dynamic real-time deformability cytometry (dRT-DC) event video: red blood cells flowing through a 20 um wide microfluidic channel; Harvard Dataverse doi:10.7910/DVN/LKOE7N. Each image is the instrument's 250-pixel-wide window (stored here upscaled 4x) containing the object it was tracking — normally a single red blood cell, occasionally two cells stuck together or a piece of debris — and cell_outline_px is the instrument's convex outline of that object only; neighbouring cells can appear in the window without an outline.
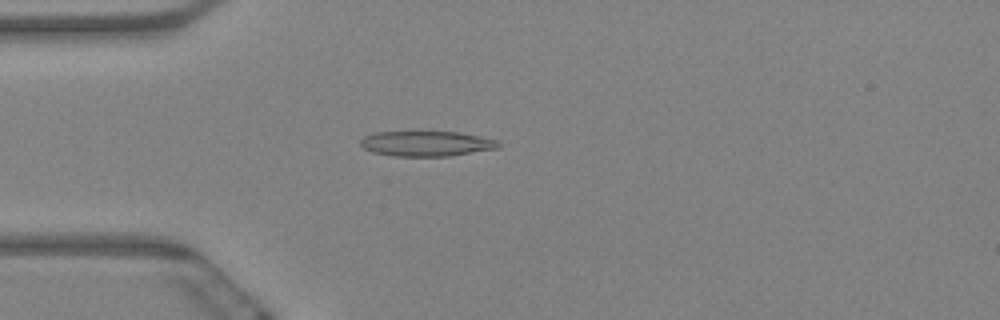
{"species": "Egyptian fruit bat (a non-hibernating species)", "species_latin": "Rousettus aegyptiacus", "temperature_condition": "warm", "stored_images_in_passage": 62, "camera_frame_rate_fps": 3000, "um_per_image_px": 0.085, "animal": {"sex": "female"}, "frame": {"image": 1, "passage_image": 17, "time_ms": 5.333, "image_size_px": [1000, 320], "cell_outline_px": [[500, 148], [448, 156], [392, 156], [372, 152], [364, 148], [360, 144], [360, 140], [364, 136], [372, 132], [460, 132], [480, 136], [496, 140], [500, 144]], "centroid_in_image_um": [36.23, 12.21], "position_along_channel_um": 48.8, "area_um2": 20.29}}
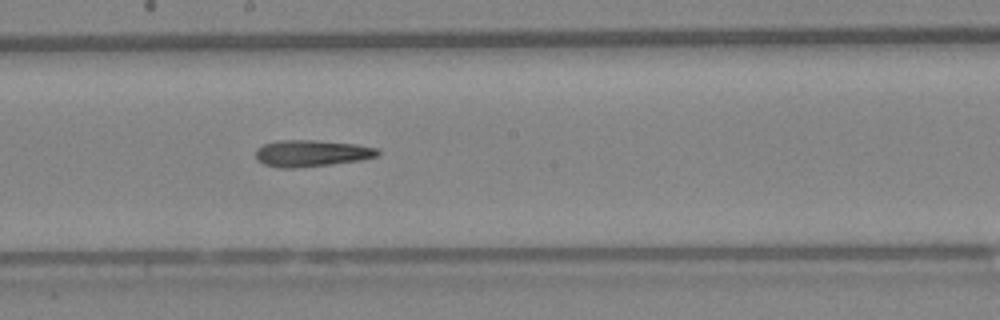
{"frame": {"image": 2, "passage_image": 34, "time_ms": 11.0, "image_size_px": [1000, 320], "cell_outline_px": [[380, 152], [376, 156], [364, 160], [296, 168], [280, 168], [264, 164], [256, 160], [256, 148], [264, 144], [276, 140], [316, 140], [356, 144], [380, 148]], "centroid_in_image_um": [26.48, 13.02], "position_along_channel_um": 221.7, "area_um2": 19.13}}
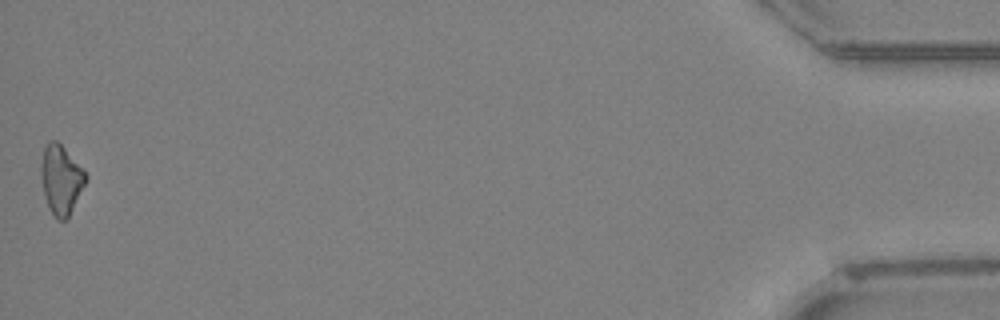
{"frame": {"image": 3, "passage_image": 62, "time_ms": 20.333, "image_size_px": [1000, 320], "cell_outline_px": [[88, 176], [68, 216], [64, 220], [56, 220], [48, 208], [44, 196], [40, 172], [40, 168], [44, 148], [48, 140], [56, 140], [64, 148]], "centroid_in_image_um": [5.14, 15.27], "position_along_channel_um": 430.1, "area_um2": 17.63}}